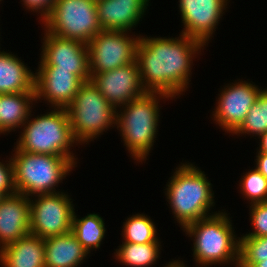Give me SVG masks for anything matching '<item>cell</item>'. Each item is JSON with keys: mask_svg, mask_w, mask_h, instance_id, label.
<instances>
[{"mask_svg": "<svg viewBox=\"0 0 267 267\" xmlns=\"http://www.w3.org/2000/svg\"><path fill=\"white\" fill-rule=\"evenodd\" d=\"M179 35L180 38L140 35L136 61L142 86L147 92H161L175 98L188 88L192 59L205 45L189 36Z\"/></svg>", "mask_w": 267, "mask_h": 267, "instance_id": "cell-1", "label": "cell"}, {"mask_svg": "<svg viewBox=\"0 0 267 267\" xmlns=\"http://www.w3.org/2000/svg\"><path fill=\"white\" fill-rule=\"evenodd\" d=\"M166 185L165 195L174 218L184 228L186 225L206 218L214 206V191L204 171L193 164L177 166ZM213 191V192H212Z\"/></svg>", "mask_w": 267, "mask_h": 267, "instance_id": "cell-2", "label": "cell"}, {"mask_svg": "<svg viewBox=\"0 0 267 267\" xmlns=\"http://www.w3.org/2000/svg\"><path fill=\"white\" fill-rule=\"evenodd\" d=\"M193 238V257L201 267L212 264H233L238 267L240 237L236 238L227 213L217 211L192 222L183 229Z\"/></svg>", "mask_w": 267, "mask_h": 267, "instance_id": "cell-3", "label": "cell"}, {"mask_svg": "<svg viewBox=\"0 0 267 267\" xmlns=\"http://www.w3.org/2000/svg\"><path fill=\"white\" fill-rule=\"evenodd\" d=\"M172 99L161 92H146L142 97L120 107L116 111V126L124 146L131 157L138 162L146 161L158 134L160 99Z\"/></svg>", "mask_w": 267, "mask_h": 267, "instance_id": "cell-4", "label": "cell"}, {"mask_svg": "<svg viewBox=\"0 0 267 267\" xmlns=\"http://www.w3.org/2000/svg\"><path fill=\"white\" fill-rule=\"evenodd\" d=\"M27 121L14 146L20 151L48 154L69 158L77 164L71 146L77 142L73 137L69 116L66 108H54L49 113L40 115Z\"/></svg>", "mask_w": 267, "mask_h": 267, "instance_id": "cell-5", "label": "cell"}, {"mask_svg": "<svg viewBox=\"0 0 267 267\" xmlns=\"http://www.w3.org/2000/svg\"><path fill=\"white\" fill-rule=\"evenodd\" d=\"M14 151L11 159L15 190L27 197L61 192L55 187L76 167L67 157L29 153L17 148Z\"/></svg>", "mask_w": 267, "mask_h": 267, "instance_id": "cell-6", "label": "cell"}, {"mask_svg": "<svg viewBox=\"0 0 267 267\" xmlns=\"http://www.w3.org/2000/svg\"><path fill=\"white\" fill-rule=\"evenodd\" d=\"M73 137L85 144L116 125V111L90 80L84 82L74 100L66 107ZM94 138V139H93Z\"/></svg>", "mask_w": 267, "mask_h": 267, "instance_id": "cell-7", "label": "cell"}, {"mask_svg": "<svg viewBox=\"0 0 267 267\" xmlns=\"http://www.w3.org/2000/svg\"><path fill=\"white\" fill-rule=\"evenodd\" d=\"M43 24L49 33L85 44L102 30L94 0H56Z\"/></svg>", "mask_w": 267, "mask_h": 267, "instance_id": "cell-8", "label": "cell"}, {"mask_svg": "<svg viewBox=\"0 0 267 267\" xmlns=\"http://www.w3.org/2000/svg\"><path fill=\"white\" fill-rule=\"evenodd\" d=\"M30 198V234L42 239L65 235L72 230L74 205L64 192Z\"/></svg>", "mask_w": 267, "mask_h": 267, "instance_id": "cell-9", "label": "cell"}, {"mask_svg": "<svg viewBox=\"0 0 267 267\" xmlns=\"http://www.w3.org/2000/svg\"><path fill=\"white\" fill-rule=\"evenodd\" d=\"M128 31L101 30L88 43L90 75L110 71L136 60L140 35Z\"/></svg>", "mask_w": 267, "mask_h": 267, "instance_id": "cell-10", "label": "cell"}, {"mask_svg": "<svg viewBox=\"0 0 267 267\" xmlns=\"http://www.w3.org/2000/svg\"><path fill=\"white\" fill-rule=\"evenodd\" d=\"M39 66L72 71L83 82L91 80L88 47L82 41L66 39L45 31Z\"/></svg>", "mask_w": 267, "mask_h": 267, "instance_id": "cell-11", "label": "cell"}, {"mask_svg": "<svg viewBox=\"0 0 267 267\" xmlns=\"http://www.w3.org/2000/svg\"><path fill=\"white\" fill-rule=\"evenodd\" d=\"M262 89L247 81L234 82L225 86L218 97L213 111L214 121L228 133H234L244 122L249 109Z\"/></svg>", "mask_w": 267, "mask_h": 267, "instance_id": "cell-12", "label": "cell"}, {"mask_svg": "<svg viewBox=\"0 0 267 267\" xmlns=\"http://www.w3.org/2000/svg\"><path fill=\"white\" fill-rule=\"evenodd\" d=\"M91 81L115 109L147 92L142 86L136 60L110 71L93 74Z\"/></svg>", "mask_w": 267, "mask_h": 267, "instance_id": "cell-13", "label": "cell"}, {"mask_svg": "<svg viewBox=\"0 0 267 267\" xmlns=\"http://www.w3.org/2000/svg\"><path fill=\"white\" fill-rule=\"evenodd\" d=\"M228 0H179L181 34L202 42L205 46L216 31Z\"/></svg>", "mask_w": 267, "mask_h": 267, "instance_id": "cell-14", "label": "cell"}, {"mask_svg": "<svg viewBox=\"0 0 267 267\" xmlns=\"http://www.w3.org/2000/svg\"><path fill=\"white\" fill-rule=\"evenodd\" d=\"M35 72V98L48 101L52 109L66 108L84 83L72 71L58 70L55 66H38Z\"/></svg>", "mask_w": 267, "mask_h": 267, "instance_id": "cell-15", "label": "cell"}, {"mask_svg": "<svg viewBox=\"0 0 267 267\" xmlns=\"http://www.w3.org/2000/svg\"><path fill=\"white\" fill-rule=\"evenodd\" d=\"M29 233L30 198L17 192L5 196L0 202V250Z\"/></svg>", "mask_w": 267, "mask_h": 267, "instance_id": "cell-16", "label": "cell"}, {"mask_svg": "<svg viewBox=\"0 0 267 267\" xmlns=\"http://www.w3.org/2000/svg\"><path fill=\"white\" fill-rule=\"evenodd\" d=\"M150 0H97V15L103 30L130 31L142 19Z\"/></svg>", "mask_w": 267, "mask_h": 267, "instance_id": "cell-17", "label": "cell"}, {"mask_svg": "<svg viewBox=\"0 0 267 267\" xmlns=\"http://www.w3.org/2000/svg\"><path fill=\"white\" fill-rule=\"evenodd\" d=\"M2 267H45L44 239L28 234L0 250Z\"/></svg>", "mask_w": 267, "mask_h": 267, "instance_id": "cell-18", "label": "cell"}, {"mask_svg": "<svg viewBox=\"0 0 267 267\" xmlns=\"http://www.w3.org/2000/svg\"><path fill=\"white\" fill-rule=\"evenodd\" d=\"M44 243L45 267H78L89 254L72 232L46 238Z\"/></svg>", "mask_w": 267, "mask_h": 267, "instance_id": "cell-19", "label": "cell"}, {"mask_svg": "<svg viewBox=\"0 0 267 267\" xmlns=\"http://www.w3.org/2000/svg\"><path fill=\"white\" fill-rule=\"evenodd\" d=\"M12 52L0 51V94L35 92V73Z\"/></svg>", "mask_w": 267, "mask_h": 267, "instance_id": "cell-20", "label": "cell"}, {"mask_svg": "<svg viewBox=\"0 0 267 267\" xmlns=\"http://www.w3.org/2000/svg\"><path fill=\"white\" fill-rule=\"evenodd\" d=\"M33 101L35 92L0 94V134L22 128L32 115Z\"/></svg>", "mask_w": 267, "mask_h": 267, "instance_id": "cell-21", "label": "cell"}, {"mask_svg": "<svg viewBox=\"0 0 267 267\" xmlns=\"http://www.w3.org/2000/svg\"><path fill=\"white\" fill-rule=\"evenodd\" d=\"M71 232L84 249L90 253L92 249L100 248L101 242L105 238V223L103 218L95 213L87 214V216L78 219L74 211Z\"/></svg>", "mask_w": 267, "mask_h": 267, "instance_id": "cell-22", "label": "cell"}, {"mask_svg": "<svg viewBox=\"0 0 267 267\" xmlns=\"http://www.w3.org/2000/svg\"><path fill=\"white\" fill-rule=\"evenodd\" d=\"M160 240L147 244L123 242L114 254L116 260L130 267H151L159 258Z\"/></svg>", "mask_w": 267, "mask_h": 267, "instance_id": "cell-23", "label": "cell"}, {"mask_svg": "<svg viewBox=\"0 0 267 267\" xmlns=\"http://www.w3.org/2000/svg\"><path fill=\"white\" fill-rule=\"evenodd\" d=\"M122 230L124 242L147 244L158 240L156 226L145 214H136L127 218Z\"/></svg>", "mask_w": 267, "mask_h": 267, "instance_id": "cell-24", "label": "cell"}, {"mask_svg": "<svg viewBox=\"0 0 267 267\" xmlns=\"http://www.w3.org/2000/svg\"><path fill=\"white\" fill-rule=\"evenodd\" d=\"M267 131V89H263L249 109L241 126L232 134L260 136Z\"/></svg>", "mask_w": 267, "mask_h": 267, "instance_id": "cell-25", "label": "cell"}, {"mask_svg": "<svg viewBox=\"0 0 267 267\" xmlns=\"http://www.w3.org/2000/svg\"><path fill=\"white\" fill-rule=\"evenodd\" d=\"M267 259V236L240 237L238 267H252Z\"/></svg>", "mask_w": 267, "mask_h": 267, "instance_id": "cell-26", "label": "cell"}, {"mask_svg": "<svg viewBox=\"0 0 267 267\" xmlns=\"http://www.w3.org/2000/svg\"><path fill=\"white\" fill-rule=\"evenodd\" d=\"M241 178L240 192L251 201L250 205L267 202V179L256 168L246 172Z\"/></svg>", "mask_w": 267, "mask_h": 267, "instance_id": "cell-27", "label": "cell"}, {"mask_svg": "<svg viewBox=\"0 0 267 267\" xmlns=\"http://www.w3.org/2000/svg\"><path fill=\"white\" fill-rule=\"evenodd\" d=\"M250 220L253 232L242 237H265L267 236V202L252 204L250 206Z\"/></svg>", "mask_w": 267, "mask_h": 267, "instance_id": "cell-28", "label": "cell"}, {"mask_svg": "<svg viewBox=\"0 0 267 267\" xmlns=\"http://www.w3.org/2000/svg\"><path fill=\"white\" fill-rule=\"evenodd\" d=\"M3 163L0 162V192L5 196L16 193L14 186V175H13V163L12 159Z\"/></svg>", "mask_w": 267, "mask_h": 267, "instance_id": "cell-29", "label": "cell"}, {"mask_svg": "<svg viewBox=\"0 0 267 267\" xmlns=\"http://www.w3.org/2000/svg\"><path fill=\"white\" fill-rule=\"evenodd\" d=\"M22 2L28 11H35L36 13L38 12L41 17L40 20L43 23V21L50 15L56 0H22Z\"/></svg>", "mask_w": 267, "mask_h": 267, "instance_id": "cell-30", "label": "cell"}, {"mask_svg": "<svg viewBox=\"0 0 267 267\" xmlns=\"http://www.w3.org/2000/svg\"><path fill=\"white\" fill-rule=\"evenodd\" d=\"M255 160V168L267 179V154L258 152Z\"/></svg>", "mask_w": 267, "mask_h": 267, "instance_id": "cell-31", "label": "cell"}, {"mask_svg": "<svg viewBox=\"0 0 267 267\" xmlns=\"http://www.w3.org/2000/svg\"><path fill=\"white\" fill-rule=\"evenodd\" d=\"M258 138L260 139V146L257 152L267 154V131L262 133Z\"/></svg>", "mask_w": 267, "mask_h": 267, "instance_id": "cell-32", "label": "cell"}, {"mask_svg": "<svg viewBox=\"0 0 267 267\" xmlns=\"http://www.w3.org/2000/svg\"><path fill=\"white\" fill-rule=\"evenodd\" d=\"M164 267H181V263L178 260H175V261L169 262Z\"/></svg>", "mask_w": 267, "mask_h": 267, "instance_id": "cell-33", "label": "cell"}, {"mask_svg": "<svg viewBox=\"0 0 267 267\" xmlns=\"http://www.w3.org/2000/svg\"><path fill=\"white\" fill-rule=\"evenodd\" d=\"M252 267H267V259L256 262Z\"/></svg>", "mask_w": 267, "mask_h": 267, "instance_id": "cell-34", "label": "cell"}, {"mask_svg": "<svg viewBox=\"0 0 267 267\" xmlns=\"http://www.w3.org/2000/svg\"><path fill=\"white\" fill-rule=\"evenodd\" d=\"M4 197H5V195L2 192H0V202Z\"/></svg>", "mask_w": 267, "mask_h": 267, "instance_id": "cell-35", "label": "cell"}, {"mask_svg": "<svg viewBox=\"0 0 267 267\" xmlns=\"http://www.w3.org/2000/svg\"><path fill=\"white\" fill-rule=\"evenodd\" d=\"M181 263V267H186L183 263V261L181 262L180 260H178Z\"/></svg>", "mask_w": 267, "mask_h": 267, "instance_id": "cell-36", "label": "cell"}]
</instances>
